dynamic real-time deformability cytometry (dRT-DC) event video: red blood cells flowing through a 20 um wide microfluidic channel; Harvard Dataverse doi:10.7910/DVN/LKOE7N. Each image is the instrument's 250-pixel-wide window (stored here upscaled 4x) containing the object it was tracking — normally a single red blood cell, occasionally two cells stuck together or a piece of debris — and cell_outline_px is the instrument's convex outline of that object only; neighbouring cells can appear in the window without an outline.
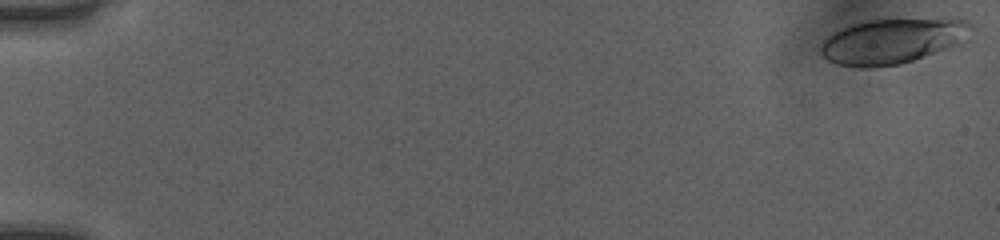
{"species": "human", "species_latin": "Homo sapiens", "temperature_condition": "room temperature", "stored_images_in_passage": 51, "camera_frame_rate_fps": 3000, "um_per_image_px": 0.085, "donor": {"sex": "female"}, "frame": {"image": 1, "passage_image": 1, "time_ms": 0.0, "image_size_px": [1000, 240], "cell_outline_px": [[972, 28], [952, 44], [944, 48], [912, 60], [900, 64], [872, 68], [860, 68], [836, 64], [828, 60], [820, 52], [820, 48], [824, 40], [828, 36], [852, 24], [864, 20], [964, 20], [972, 24]], "centroid_in_image_um": [75.69, 3.52], "position_along_channel_um": 9.3, "area_um2": 38.03}}
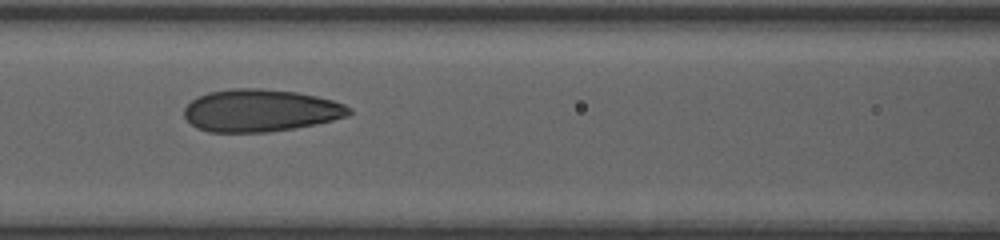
{"frame": {"image": 2, "passage_image": 24, "time_ms": 7.667, "image_size_px": [1000, 240], "cell_outline_px": [[352, 112], [348, 116], [316, 124], [292, 128], [264, 132], [208, 132], [196, 128], [184, 116], [184, 108], [196, 96], [208, 92], [232, 88], [260, 88], [296, 92], [316, 96], [332, 100], [344, 104], [352, 108]], "centroid_in_image_um": [22.12, 9.38], "position_along_channel_um": 144.5, "area_um2": 40.75}}
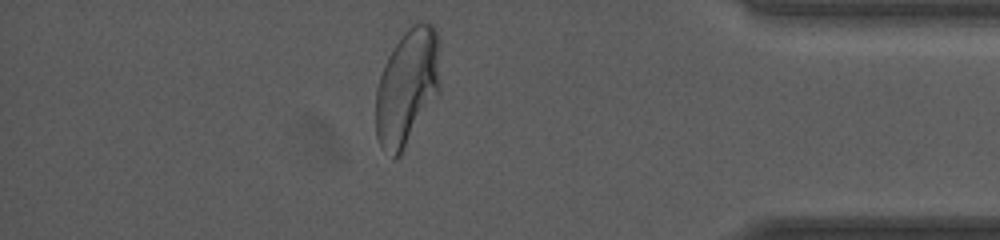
{"frame": {"image": 3, "passage_image": 45, "time_ms": 14.667, "image_size_px": [1000, 240], "cell_outline_px": [[440, 88], [400, 156], [392, 156], [380, 144], [376, 136], [376, 88], [384, 64], [388, 56], [404, 32], [412, 24], [420, 20], [424, 20], [432, 24], [436, 28], [440, 40]], "centroid_in_image_um": [34.64, 7.31], "position_along_channel_um": 400.6, "area_um2": 43.64}, "authors_computed_cell_mechanics": {"area_um2": 39.9976, "velocity_mm_per_s": 4.0792, "shape_relaxation_time_tau1_ms": 4.6423, "shape_relaxation_time_tau2_ms": 0.7222, "deformation_change_tau1": 0.1609, "deformation_change_tau2": 0.0678}}